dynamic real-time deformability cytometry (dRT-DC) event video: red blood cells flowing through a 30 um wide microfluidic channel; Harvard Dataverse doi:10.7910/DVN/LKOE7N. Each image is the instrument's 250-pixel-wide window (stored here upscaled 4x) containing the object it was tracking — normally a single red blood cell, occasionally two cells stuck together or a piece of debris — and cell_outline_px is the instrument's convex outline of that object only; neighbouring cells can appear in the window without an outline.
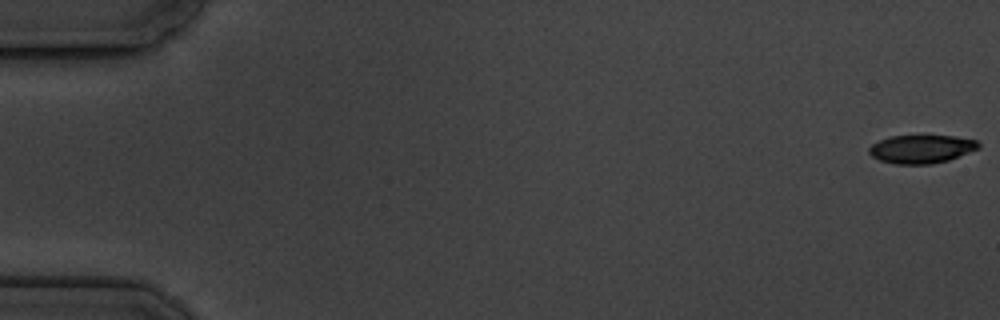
{"species": "common noctule bat (a hibernating species)", "species_latin": "Nyctalus noctula", "temperature_condition": "cold", "stored_images_in_passage": 5, "camera_frame_rate_fps": 3000, "um_per_image_px": 0.085, "animal": {"sex": "male", "body_mass_g": 19.5, "forearm_length_mm": 54.6}, "frame": {"image": 1, "passage_image": 1, "time_ms": 0.0, "image_size_px": [1000, 320], "cell_outline_px": [[980, 148], [948, 160], [932, 164], [896, 164], [880, 160], [872, 156], [868, 152], [868, 148], [872, 144], [880, 140], [892, 136], [956, 136], [976, 140], [980, 144]], "centroid_in_image_um": [78.32, 12.67], "position_along_channel_um": 6.7, "area_um2": 17.98}}
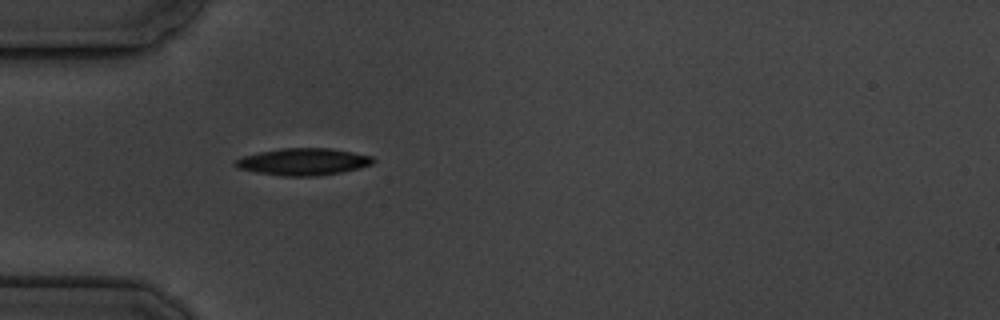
{"frame": {"image": 2, "passage_image": 5, "time_ms": 5.667, "image_size_px": [1000, 320], "cell_outline_px": [[376, 160], [372, 164], [360, 168], [340, 172], [316, 176], [284, 176], [256, 172], [240, 168], [232, 164], [236, 160], [244, 156], [260, 152], [280, 148], [332, 148], [372, 156]], "centroid_in_image_um": [25.8, 13.74], "position_along_channel_um": 59.2, "area_um2": 21.56}}